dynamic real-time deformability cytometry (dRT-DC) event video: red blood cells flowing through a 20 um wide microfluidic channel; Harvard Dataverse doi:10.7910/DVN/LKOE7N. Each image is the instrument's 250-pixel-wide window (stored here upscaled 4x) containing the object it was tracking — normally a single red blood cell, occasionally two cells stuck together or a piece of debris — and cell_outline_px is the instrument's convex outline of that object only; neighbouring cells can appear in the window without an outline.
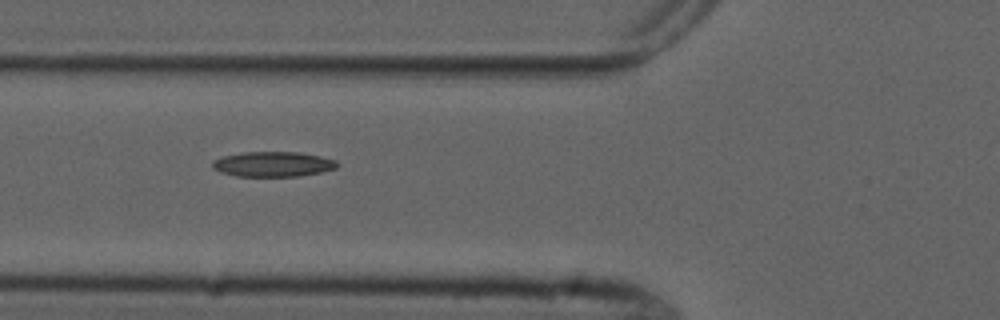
{"species": "common noctule bat (a hibernating species)", "species_latin": "Nyctalus noctula", "temperature_condition": "cold", "stored_images_in_passage": 6, "camera_frame_rate_fps": 3000, "um_per_image_px": 0.085, "animal": {"sex": "male", "forearm_length_mm": 52.5}, "frame": {"image": 1, "passage_image": 5, "time_ms": 6.0, "image_size_px": [1000, 320], "cell_outline_px": [[340, 164], [336, 168], [320, 172], [296, 176], [236, 176], [220, 172], [212, 168], [212, 160], [224, 156], [244, 152], [296, 152], [320, 156], [336, 160]], "centroid_in_image_um": [23.19, 13.95], "position_along_channel_um": 102.6, "area_um2": 18.15}}
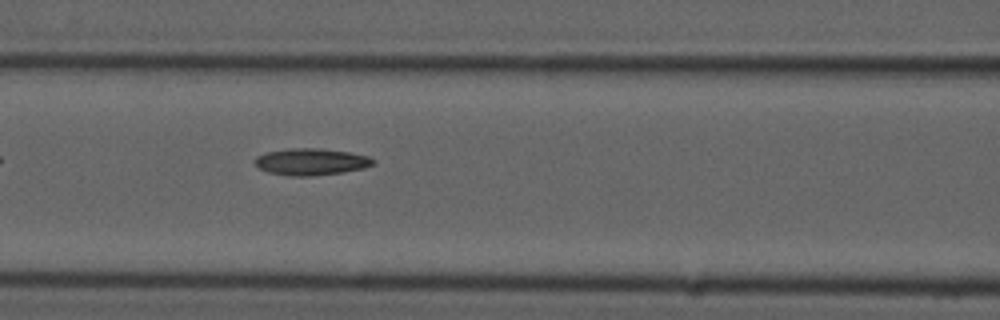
{"frame": {"image": 2, "passage_image": 6, "time_ms": 7.0, "image_size_px": [1000, 320], "cell_outline_px": [[376, 160], [372, 164], [364, 168], [340, 172], [312, 176], [288, 176], [268, 172], [260, 168], [256, 164], [256, 156], [268, 152], [288, 148], [320, 148], [348, 152], [368, 156]], "centroid_in_image_um": [26.44, 13.74], "position_along_channel_um": 140.2, "area_um2": 18.26}}